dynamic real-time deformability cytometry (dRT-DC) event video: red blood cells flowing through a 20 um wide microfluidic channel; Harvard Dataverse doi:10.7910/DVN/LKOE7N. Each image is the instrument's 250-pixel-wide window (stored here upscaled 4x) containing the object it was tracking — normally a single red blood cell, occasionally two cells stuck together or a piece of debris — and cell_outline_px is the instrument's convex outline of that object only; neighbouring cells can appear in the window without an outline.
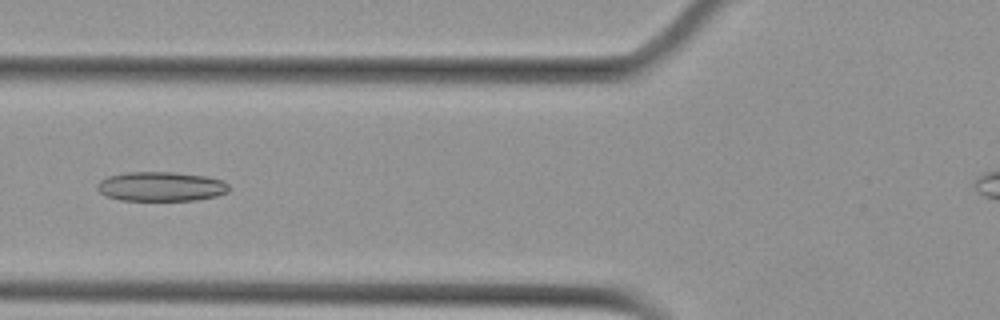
{"species": "Egyptian fruit bat (a non-hibernating species)", "species_latin": "Rousettus aegyptiacus", "temperature_condition": "cold", "stored_images_in_passage": 7, "camera_frame_rate_fps": 3000, "um_per_image_px": 0.085, "animal": {"sex": "female"}, "frame": {"image": 1, "passage_image": 7, "time_ms": 7.0, "image_size_px": [1000, 320], "cell_outline_px": [[228, 192], [216, 196], [196, 200], [120, 200], [108, 196], [100, 192], [96, 188], [100, 180], [108, 176], [128, 172], [172, 172], [208, 176], [220, 180], [228, 184]], "centroid_in_image_um": [13.68, 15.85], "position_along_channel_um": 112.1, "area_um2": 22.48}}